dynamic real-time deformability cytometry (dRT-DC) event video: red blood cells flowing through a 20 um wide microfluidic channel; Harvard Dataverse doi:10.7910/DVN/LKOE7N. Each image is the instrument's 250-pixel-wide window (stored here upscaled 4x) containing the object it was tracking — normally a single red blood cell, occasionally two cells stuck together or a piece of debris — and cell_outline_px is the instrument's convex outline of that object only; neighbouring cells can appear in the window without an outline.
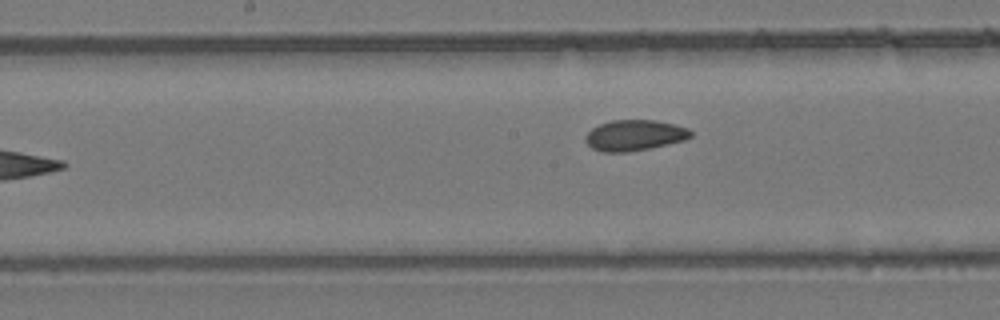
{"species": "common noctule bat (a hibernating species)", "species_latin": "Nyctalus noctula", "temperature_condition": "room temperature", "stored_images_in_passage": 9, "camera_frame_rate_fps": 3000, "um_per_image_px": 0.085, "animal": {"sex": "female", "body_mass_g": 24.6, "forearm_length_mm": 56.2}, "frame": {"image": 1, "passage_image": 9, "time_ms": 10.333, "image_size_px": [1000, 320], "cell_outline_px": [[692, 136], [684, 140], [668, 144], [628, 152], [600, 152], [592, 148], [584, 140], [584, 136], [592, 128], [600, 124], [612, 120], [656, 120], [676, 124], [688, 128], [692, 132]], "centroid_in_image_um": [53.93, 11.5], "position_along_channel_um": 194.3, "area_um2": 18.96}}